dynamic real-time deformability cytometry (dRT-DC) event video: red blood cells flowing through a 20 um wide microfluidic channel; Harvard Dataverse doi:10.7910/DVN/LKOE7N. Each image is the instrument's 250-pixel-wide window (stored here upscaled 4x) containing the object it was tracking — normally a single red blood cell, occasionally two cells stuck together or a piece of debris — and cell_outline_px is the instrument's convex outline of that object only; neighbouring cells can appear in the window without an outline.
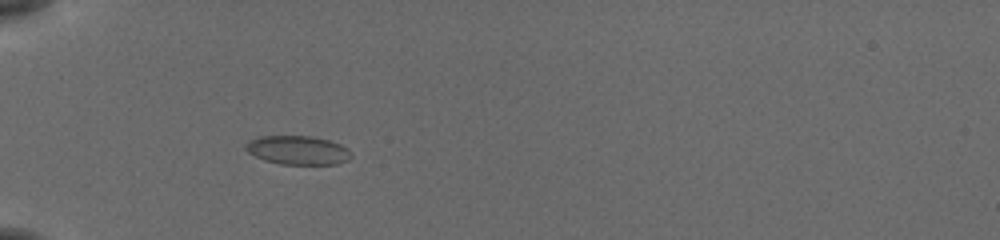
{"species": "common noctule bat (a hibernating species)", "species_latin": "Nyctalus noctula", "temperature_condition": "cold", "stored_images_in_passage": 45, "camera_frame_rate_fps": 3000, "um_per_image_px": 0.085, "animal": {"sex": "female", "body_mass_g": 19.5, "forearm_length_mm": 54.1}, "frame": {"image": 1, "passage_image": 9, "time_ms": 2.667, "image_size_px": [1000, 240], "cell_outline_px": [[352, 156], [348, 160], [336, 164], [280, 164], [264, 160], [248, 152], [244, 148], [244, 144], [260, 136], [308, 136], [328, 140], [340, 144], [348, 148]], "centroid_in_image_um": [25.31, 12.77], "position_along_channel_um": 59.7, "area_um2": 17.63}}
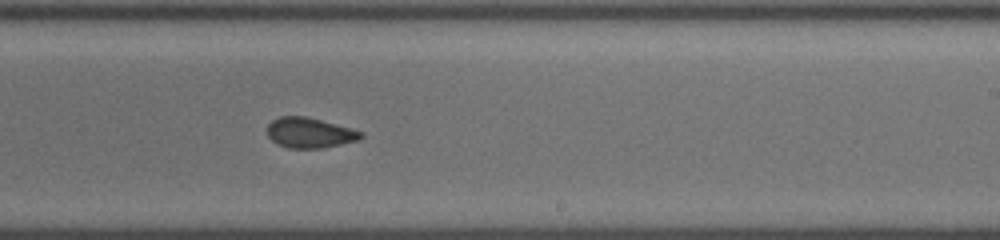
{"frame": {"image": 2, "passage_image": 26, "time_ms": 8.333, "image_size_px": [1000, 240], "cell_outline_px": [[364, 136], [356, 140], [324, 148], [288, 148], [276, 144], [268, 136], [268, 124], [272, 120], [280, 116], [304, 116], [320, 120], [364, 132]], "centroid_in_image_um": [26.29, 11.29], "position_along_channel_um": 262.7, "area_um2": 16.36}}
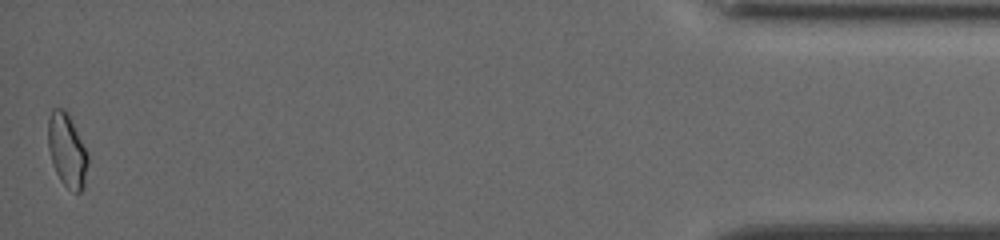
{"frame": {"image": 3, "passage_image": 45, "time_ms": 14.667, "image_size_px": [1000, 240], "cell_outline_px": [[88, 164], [84, 188], [80, 192], [76, 192], [68, 188], [60, 180], [52, 164], [48, 148], [48, 120], [52, 108], [64, 108], [68, 112], [88, 152]], "centroid_in_image_um": [5.71, 12.76], "position_along_channel_um": 429.5, "area_um2": 17.28}, "authors_computed_cell_mechanics": {"area_um2": 16.762, "velocity_mm_per_s": 3.8207, "shape_relaxation_time_tau1_ms": 8.6311, "shape_relaxation_time_tau2_ms": 1.913, "deformation_change_tau1": 0.1061, "deformation_change_tau2": 0.0648}}